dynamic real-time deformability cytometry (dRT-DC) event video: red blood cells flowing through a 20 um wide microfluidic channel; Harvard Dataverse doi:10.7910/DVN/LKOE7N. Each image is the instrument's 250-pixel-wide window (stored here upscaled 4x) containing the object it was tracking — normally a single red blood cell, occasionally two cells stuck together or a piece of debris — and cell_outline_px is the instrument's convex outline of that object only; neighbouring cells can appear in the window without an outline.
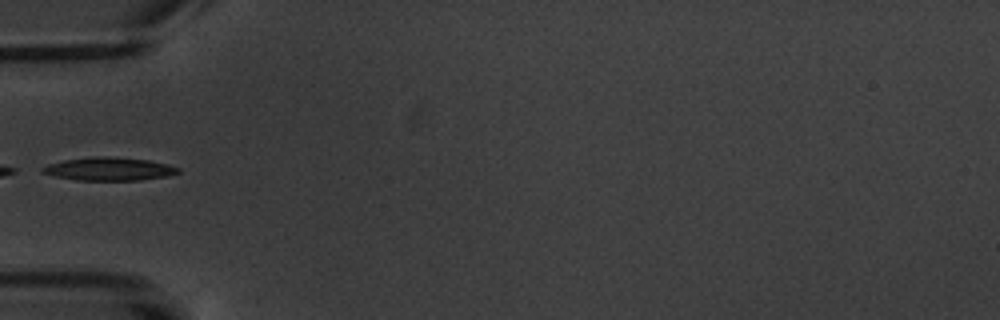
{"species": "common noctule bat (a hibernating species)", "species_latin": "Nyctalus noctula", "temperature_condition": "warm", "stored_images_in_passage": 7, "camera_frame_rate_fps": 3000, "um_per_image_px": 0.085, "animal": {"sex": "male", "body_mass_g": 20.1, "forearm_length_mm": 53.5}, "frame": {"image": 1, "passage_image": 7, "time_ms": 6.667, "image_size_px": [1000, 320], "cell_outline_px": [[180, 172], [164, 176], [140, 180], [76, 180], [56, 176], [40, 172], [40, 168], [48, 164], [64, 160], [96, 156], [108, 156], [148, 160], [168, 164], [180, 168]], "centroid_in_image_um": [9.25, 14.35], "position_along_channel_um": 75.8, "area_um2": 18.21}}